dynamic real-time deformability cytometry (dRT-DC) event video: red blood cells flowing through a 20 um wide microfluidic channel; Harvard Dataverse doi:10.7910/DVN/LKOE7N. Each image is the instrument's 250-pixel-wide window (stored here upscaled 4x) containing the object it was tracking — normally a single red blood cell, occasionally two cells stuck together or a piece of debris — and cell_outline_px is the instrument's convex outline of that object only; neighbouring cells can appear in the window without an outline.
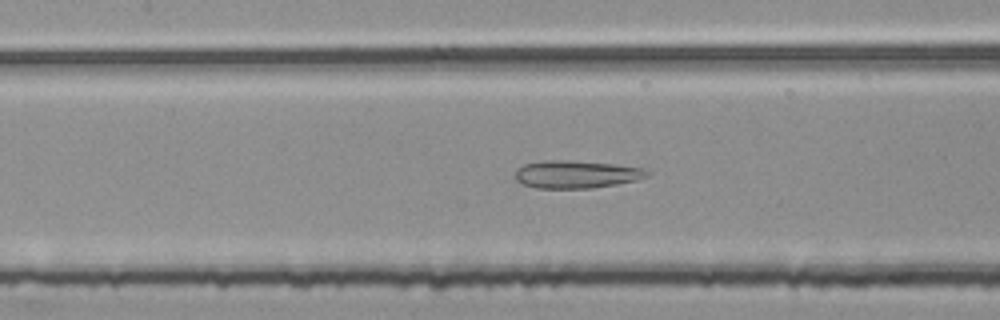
{"species": "common noctule bat (a hibernating species)", "species_latin": "Nyctalus noctula", "temperature_condition": "room temperature", "stored_images_in_passage": 53, "camera_frame_rate_fps": 3000, "um_per_image_px": 0.085, "animal": {"sex": "female", "body_mass_g": 25.1}, "frame": {"image": 1, "passage_image": 24, "time_ms": 7.667, "image_size_px": [1000, 320], "cell_outline_px": [[648, 176], [636, 180], [616, 184], [592, 188], [536, 188], [524, 184], [516, 180], [516, 168], [524, 164], [544, 160], [560, 160], [616, 164], [640, 168], [648, 172]], "centroid_in_image_um": [48.94, 14.82], "position_along_channel_um": 158.5, "area_um2": 21.04}}
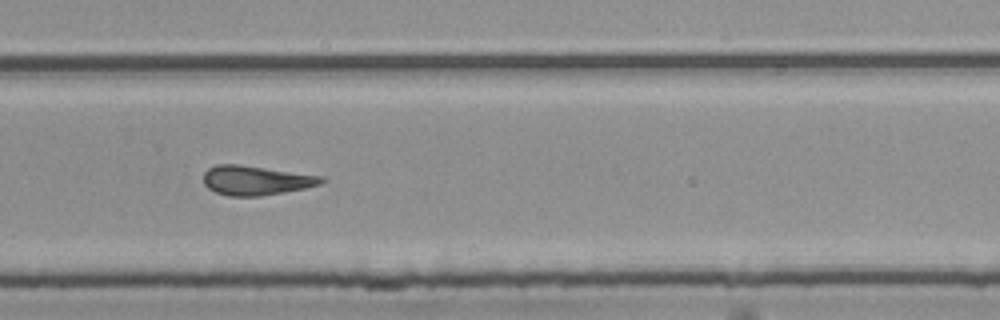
{"frame": {"image": 2, "passage_image": 36, "time_ms": 11.667, "image_size_px": [1000, 320], "cell_outline_px": [[324, 180], [320, 184], [304, 188], [284, 192], [260, 196], [228, 196], [216, 192], [208, 188], [204, 184], [204, 172], [208, 168], [216, 164], [240, 164], [324, 176]], "centroid_in_image_um": [21.73, 15.32], "position_along_channel_um": 308.1, "area_um2": 20.23}}
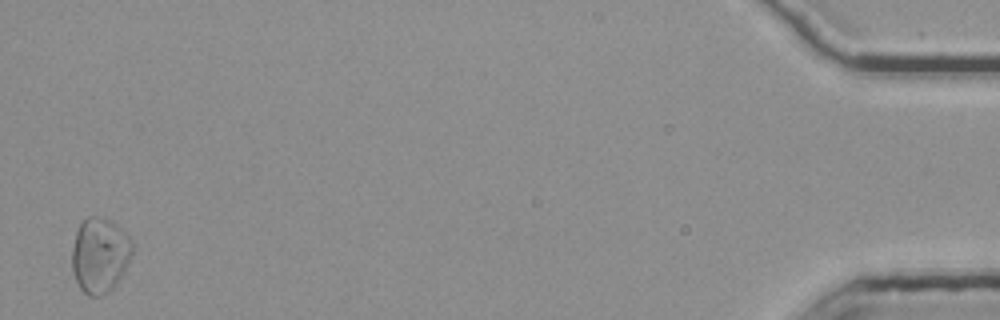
{"frame": {"image": 3, "passage_image": 53, "time_ms": 17.333, "image_size_px": [1000, 320], "cell_outline_px": [[132, 252], [128, 264], [116, 284], [104, 296], [88, 296], [80, 288], [72, 272], [72, 248], [76, 232], [80, 224], [88, 216], [104, 216], [116, 224], [132, 240]], "centroid_in_image_um": [8.47, 21.69], "position_along_channel_um": 426.7, "area_um2": 26.53}, "authors_computed_cell_mechanics": {"area_um2": 22.7732, "velocity_mm_per_s": 3.7603, "shape_relaxation_time_tau1_ms": null, "shape_relaxation_time_tau2_ms": 4.4123, "deformation_change_tau1": null, "deformation_change_tau2": 0.1459}}